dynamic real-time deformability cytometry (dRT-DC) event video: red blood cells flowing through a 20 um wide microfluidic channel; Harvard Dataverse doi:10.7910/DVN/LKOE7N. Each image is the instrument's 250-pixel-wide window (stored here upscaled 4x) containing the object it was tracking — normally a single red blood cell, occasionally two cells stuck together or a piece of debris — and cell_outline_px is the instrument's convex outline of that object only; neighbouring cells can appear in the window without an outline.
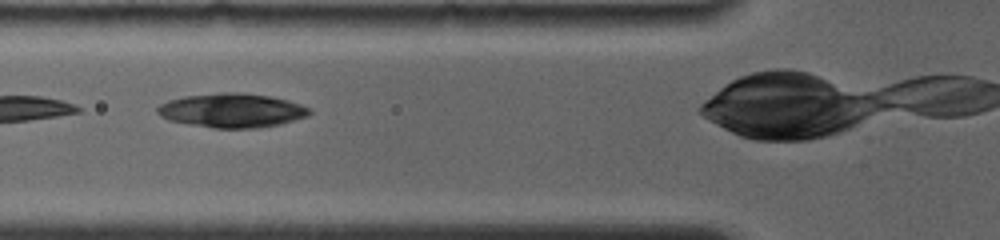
{"species": "common noctule bat (a hibernating species)", "species_latin": "Nyctalus noctula", "temperature_condition": "room temperature", "stored_images_in_passage": 7, "camera_frame_rate_fps": 4000, "um_per_image_px": 0.085, "animal": {"sex": "female", "body_mass_g": 19.0, "forearm_length_mm": 56.7}, "frame": {"image": 1, "passage_image": 2, "time_ms": 1.0, "image_size_px": [1000, 240], "cell_outline_px": [[312, 112], [308, 116], [280, 124], [260, 128], [212, 128], [188, 124], [168, 120], [160, 116], [156, 112], [156, 108], [160, 104], [168, 100], [184, 96], [220, 92], [240, 92], [268, 96], [288, 100], [300, 104], [308, 108]], "centroid_in_image_um": [19.68, 9.39], "position_along_channel_um": 106.1, "area_um2": 30.4}}
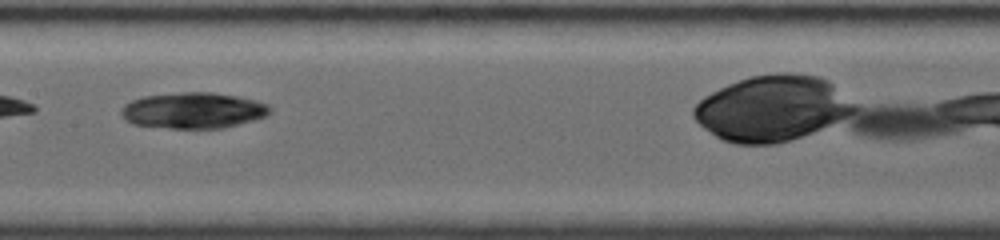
{"frame": {"image": 2, "passage_image": 4, "time_ms": 3.25, "image_size_px": [1000, 240], "cell_outline_px": [[272, 112], [268, 116], [224, 128], [172, 128], [132, 124], [124, 120], [120, 116], [120, 112], [124, 104], [132, 100], [144, 96], [180, 92], [212, 92], [236, 96], [256, 100], [268, 104], [272, 108]], "centroid_in_image_um": [16.44, 9.39], "position_along_channel_um": 191.0, "area_um2": 31.44}}